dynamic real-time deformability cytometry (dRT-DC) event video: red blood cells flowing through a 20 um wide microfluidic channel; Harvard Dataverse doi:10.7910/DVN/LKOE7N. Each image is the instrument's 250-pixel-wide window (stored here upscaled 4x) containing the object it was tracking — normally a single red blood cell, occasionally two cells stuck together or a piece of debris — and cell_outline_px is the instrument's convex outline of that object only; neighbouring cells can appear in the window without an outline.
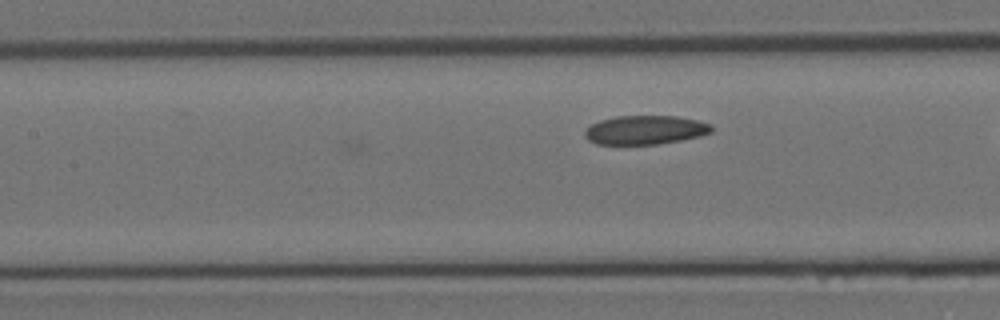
{"species": "Egyptian fruit bat (a non-hibernating species)", "species_latin": "Rousettus aegyptiacus", "temperature_condition": "room temperature", "stored_images_in_passage": 10, "camera_frame_rate_fps": 3000, "um_per_image_px": 0.085, "animal": {"sex": "female"}, "frame": {"image": 1, "passage_image": 7, "time_ms": 2.0, "image_size_px": [1000, 320], "cell_outline_px": [[712, 132], [700, 136], [680, 140], [656, 144], [596, 144], [588, 140], [584, 136], [584, 132], [592, 124], [600, 120], [616, 116], [676, 116], [696, 120], [712, 124]], "centroid_in_image_um": [54.84, 11.04], "position_along_channel_um": 152.6, "area_um2": 21.27}}
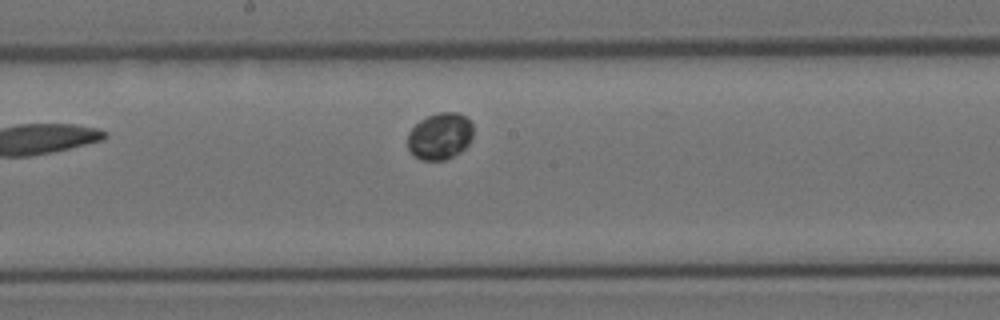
{"frame": {"image": 2, "passage_image": 10, "time_ms": 3.0, "image_size_px": [1000, 320], "cell_outline_px": [[472, 136], [468, 144], [460, 152], [444, 160], [420, 160], [408, 148], [408, 132], [420, 120], [428, 116], [440, 112], [456, 112], [464, 116], [472, 124]], "centroid_in_image_um": [37.39, 11.57], "position_along_channel_um": 210.8, "area_um2": 17.63}}